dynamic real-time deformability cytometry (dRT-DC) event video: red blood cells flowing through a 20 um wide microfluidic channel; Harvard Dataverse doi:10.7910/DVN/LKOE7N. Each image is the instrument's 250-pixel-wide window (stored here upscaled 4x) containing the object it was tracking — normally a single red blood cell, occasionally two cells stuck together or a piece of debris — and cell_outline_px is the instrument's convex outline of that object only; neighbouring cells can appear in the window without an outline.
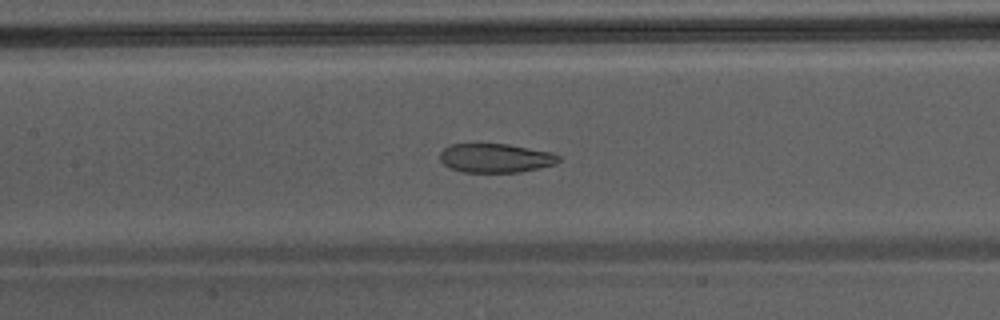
{"species": "Egyptian fruit bat (a non-hibernating species)", "species_latin": "Rousettus aegyptiacus", "temperature_condition": "warm", "stored_images_in_passage": 43, "camera_frame_rate_fps": 3000, "um_per_image_px": 0.085, "animal": {"sex": "male"}, "frame": {"image": 1, "passage_image": 25, "time_ms": 8.0, "image_size_px": [1000, 320], "cell_outline_px": [[560, 160], [556, 164], [520, 172], [460, 172], [444, 164], [440, 160], [440, 152], [444, 148], [452, 144], [508, 144], [552, 152], [560, 156]], "centroid_in_image_um": [42.14, 13.43], "position_along_channel_um": 165.3, "area_um2": 20.06}}
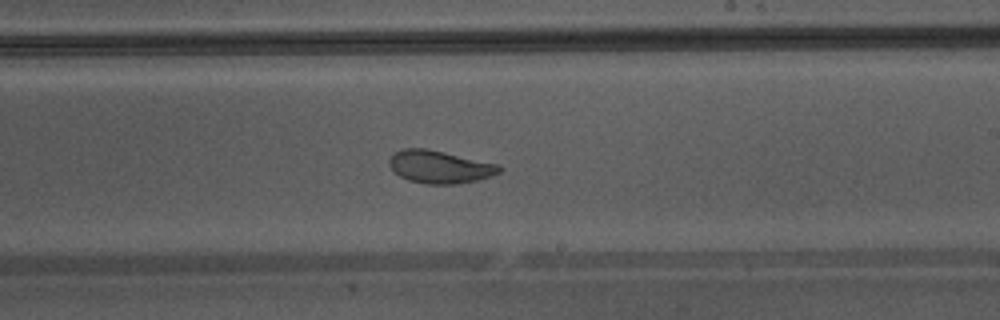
{"frame": {"image": 2, "passage_image": 31, "time_ms": 10.0, "image_size_px": [1000, 320], "cell_outline_px": [[504, 168], [500, 172], [492, 176], [476, 180], [456, 184], [424, 184], [408, 180], [400, 176], [388, 164], [388, 160], [396, 152], [404, 148], [424, 148], [500, 164]], "centroid_in_image_um": [37.41, 14.19], "position_along_channel_um": 251.6, "area_um2": 20.92}, "authors_computed_cell_mechanics": {"area_um2": 25.3164, "velocity_mm_per_s": 4.3344, "shape_relaxation_time_tau1_ms": 7.1571, "shape_relaxation_time_tau2_ms": 1.6326, "deformation_change_tau1": 0.1724, "deformation_change_tau2": 0.0667}}